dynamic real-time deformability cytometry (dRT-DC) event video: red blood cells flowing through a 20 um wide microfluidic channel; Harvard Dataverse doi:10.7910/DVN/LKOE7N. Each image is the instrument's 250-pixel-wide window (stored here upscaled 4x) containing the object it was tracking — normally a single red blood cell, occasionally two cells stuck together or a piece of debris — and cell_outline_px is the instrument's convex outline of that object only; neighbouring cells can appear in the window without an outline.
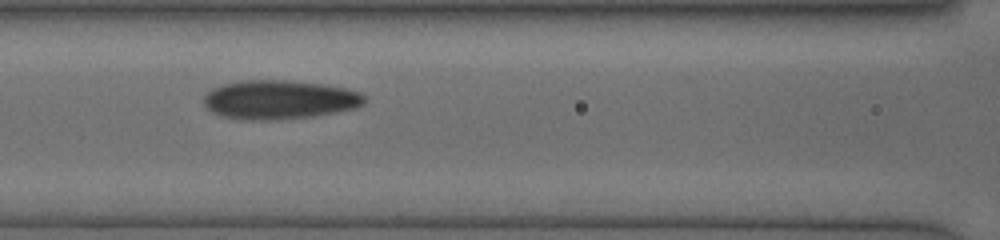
{"species": "human", "species_latin": "Homo sapiens", "temperature_condition": "cold", "stored_images_in_passage": 5, "camera_frame_rate_fps": 3000, "um_per_image_px": 0.085, "donor": {"sex": "female"}, "frame": {"image": 1, "passage_image": 4, "time_ms": 2.667, "image_size_px": [1000, 240], "cell_outline_px": [[368, 96], [364, 104], [356, 108], [336, 112], [312, 116], [268, 120], [244, 120], [220, 116], [212, 112], [204, 104], [204, 96], [212, 88], [224, 84], [240, 80], [284, 80], [324, 84], [344, 88], [360, 92]], "centroid_in_image_um": [23.76, 8.47], "position_along_channel_um": 142.8, "area_um2": 36.65}}